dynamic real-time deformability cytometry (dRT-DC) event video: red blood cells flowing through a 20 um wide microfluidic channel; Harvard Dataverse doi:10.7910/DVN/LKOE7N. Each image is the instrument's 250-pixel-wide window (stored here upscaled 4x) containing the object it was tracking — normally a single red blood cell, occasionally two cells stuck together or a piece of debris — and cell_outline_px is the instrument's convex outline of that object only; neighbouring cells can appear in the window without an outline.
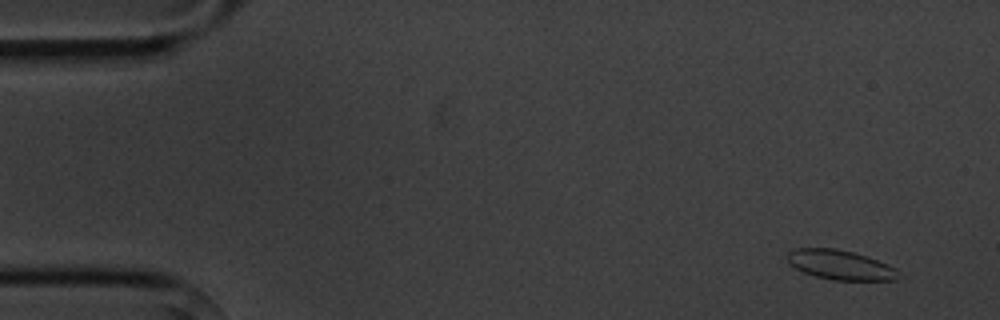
{"species": "common noctule bat (a hibernating species)", "species_latin": "Nyctalus noctula", "temperature_condition": "cold", "stored_images_in_passage": 5, "camera_frame_rate_fps": 3000, "um_per_image_px": 0.085, "animal": {"sex": "male", "body_mass_g": 20.1, "forearm_length_mm": 53.5}, "frame": {"image": 1, "passage_image": 1, "time_ms": 0.0, "image_size_px": [1000, 320], "cell_outline_px": [[900, 276], [896, 280], [832, 280], [816, 276], [804, 272], [788, 264], [788, 252], [792, 248], [836, 248], [868, 256], [888, 264], [896, 268], [900, 272]], "centroid_in_image_um": [71.45, 22.51], "position_along_channel_um": 13.6, "area_um2": 19.31}}